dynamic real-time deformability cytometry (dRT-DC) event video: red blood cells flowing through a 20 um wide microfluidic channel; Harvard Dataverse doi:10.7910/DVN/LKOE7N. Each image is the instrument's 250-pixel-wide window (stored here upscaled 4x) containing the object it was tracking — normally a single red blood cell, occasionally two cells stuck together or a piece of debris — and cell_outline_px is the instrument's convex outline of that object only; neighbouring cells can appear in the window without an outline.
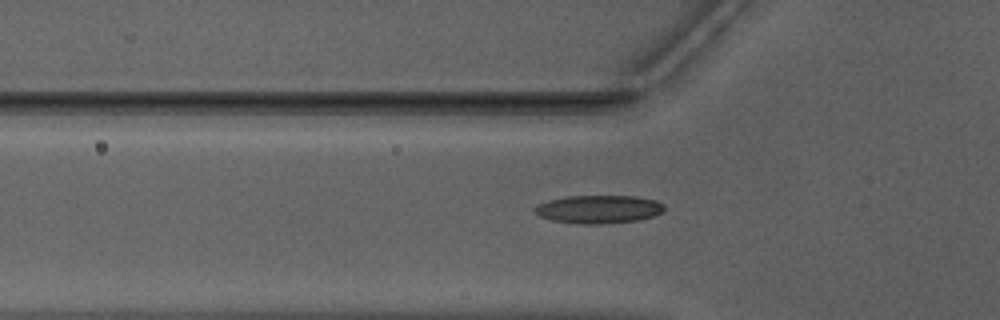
{"species": "Egyptian fruit bat (a non-hibernating species)", "species_latin": "Rousettus aegyptiacus", "temperature_condition": "warm", "stored_images_in_passage": 52, "camera_frame_rate_fps": 3000, "um_per_image_px": 0.085, "animal": {"sex": "male"}, "frame": {"image": 1, "passage_image": 18, "time_ms": 5.667, "image_size_px": [1000, 320], "cell_outline_px": [[664, 212], [652, 216], [636, 220], [600, 224], [576, 224], [552, 220], [540, 216], [532, 208], [548, 200], [568, 196], [636, 196], [656, 200], [664, 204]], "centroid_in_image_um": [50.9, 17.78], "position_along_channel_um": 74.9, "area_um2": 21.21}}
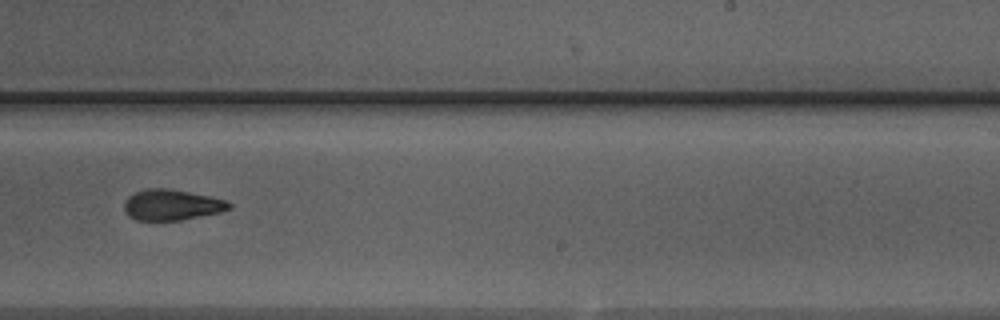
{"frame": {"image": 2, "passage_image": 33, "time_ms": 10.667, "image_size_px": [1000, 320], "cell_outline_px": [[232, 208], [220, 212], [180, 220], [136, 220], [128, 216], [124, 208], [124, 200], [128, 196], [136, 192], [148, 188], [172, 188], [212, 196], [228, 200], [232, 204]], "centroid_in_image_um": [14.62, 17.4], "position_along_channel_um": 274.4, "area_um2": 19.07}}
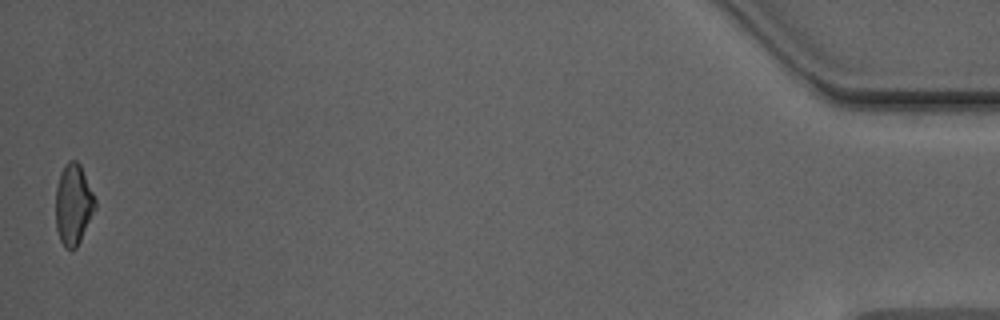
{"frame": {"image": 3, "passage_image": 52, "time_ms": 17.0, "image_size_px": [1000, 320], "cell_outline_px": [[96, 208], [76, 248], [64, 248], [60, 240], [56, 228], [56, 188], [60, 172], [64, 164], [68, 160], [76, 160], [80, 164], [96, 200]], "centroid_in_image_um": [6.23, 17.35], "position_along_channel_um": 429.0, "area_um2": 18.55}, "authors_computed_cell_mechanics": {"area_um2": 19.074, "velocity_mm_per_s": 3.9811, "shape_relaxation_time_tau1_ms": null, "shape_relaxation_time_tau2_ms": 2.7209, "deformation_change_tau1": null, "deformation_change_tau2": 0.0937}}